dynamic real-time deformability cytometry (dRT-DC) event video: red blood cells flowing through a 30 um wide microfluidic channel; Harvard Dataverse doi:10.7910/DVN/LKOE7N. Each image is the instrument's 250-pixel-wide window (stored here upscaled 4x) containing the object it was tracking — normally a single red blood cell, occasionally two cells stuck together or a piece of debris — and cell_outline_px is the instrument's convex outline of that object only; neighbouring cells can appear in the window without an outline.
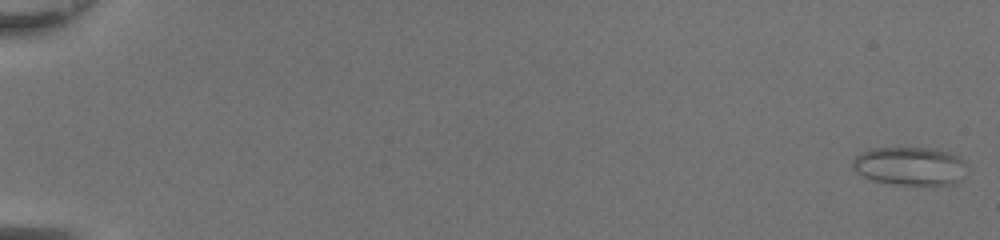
{"species": "common noctule bat (a hibernating species)", "species_latin": "Nyctalus noctula", "temperature_condition": "room temperature", "stored_images_in_passage": 49, "camera_frame_rate_fps": 3000, "um_per_image_px": 0.085, "animal": {"sex": "female", "body_mass_g": 20.0, "forearm_length_mm": 54.0}, "frame": {"image": 1, "passage_image": 1, "time_ms": 0.0, "image_size_px": [1000, 240], "cell_outline_px": [[968, 168], [960, 180], [956, 184], [896, 184], [872, 180], [856, 172], [852, 168], [852, 160], [860, 152], [872, 148], [936, 148], [960, 156], [968, 164]], "centroid_in_image_um": [77.38, 14.1], "position_along_channel_um": 7.6, "area_um2": 25.84}}
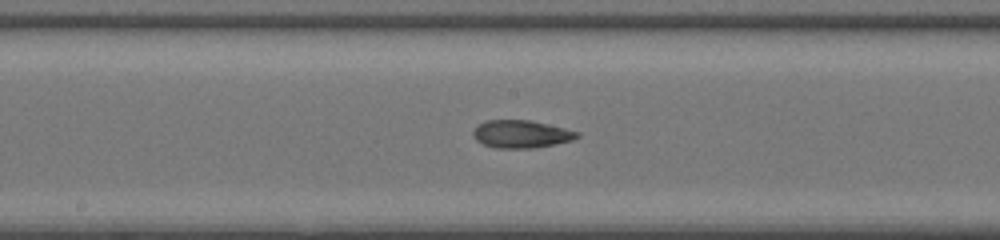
{"frame": {"image": 2, "passage_image": 28, "time_ms": 9.0, "image_size_px": [1000, 240], "cell_outline_px": [[580, 136], [572, 140], [556, 144], [536, 148], [496, 148], [484, 144], [476, 140], [472, 136], [472, 132], [484, 120], [532, 120], [580, 132]], "centroid_in_image_um": [44.32, 11.4], "position_along_channel_um": 203.9, "area_um2": 16.88}}
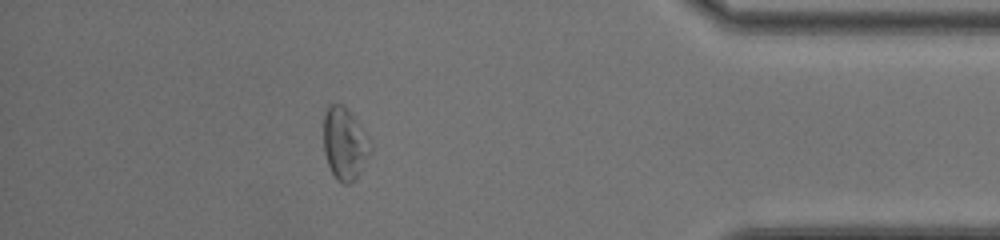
{"frame": {"image": 3, "passage_image": 44, "time_ms": 14.333, "image_size_px": [1000, 240], "cell_outline_px": [[372, 152], [356, 176], [348, 184], [344, 184], [336, 180], [328, 164], [324, 152], [324, 112], [328, 104], [344, 104], [368, 136], [372, 144]], "centroid_in_image_um": [29.29, 12.18], "position_along_channel_um": 405.9, "area_um2": 19.71}, "authors_computed_cell_mechanics": {"area_um2": 19.0162, "velocity_mm_per_s": 4.4056, "shape_relaxation_time_tau1_ms": 4.6651, "shape_relaxation_time_tau2_ms": 2.6011, "deformation_change_tau1": 0.1465, "deformation_change_tau2": 0.0995}}